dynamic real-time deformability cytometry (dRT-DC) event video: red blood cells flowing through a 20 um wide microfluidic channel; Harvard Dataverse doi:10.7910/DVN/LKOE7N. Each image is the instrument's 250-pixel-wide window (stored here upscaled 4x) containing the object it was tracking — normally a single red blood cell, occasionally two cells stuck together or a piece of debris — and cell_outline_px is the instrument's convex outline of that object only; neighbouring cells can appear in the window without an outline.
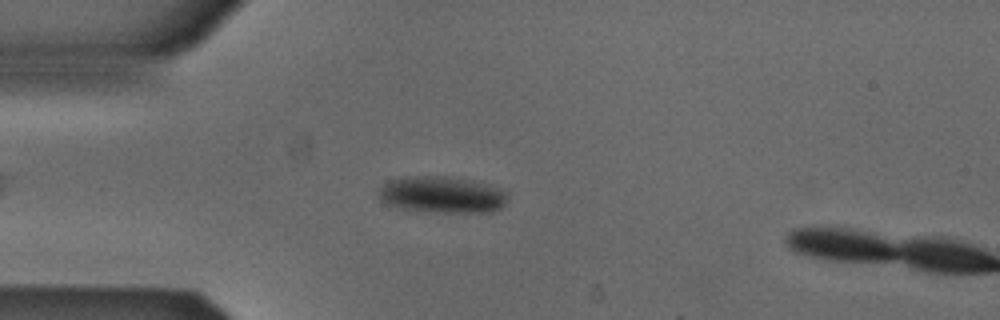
{"species": "Egyptian fruit bat (a non-hibernating species)", "species_latin": "Rousettus aegyptiacus", "temperature_condition": "cold", "stored_images_in_passage": 11, "camera_frame_rate_fps": 3000, "um_per_image_px": 0.085, "animal": {"sex": "male"}, "frame": {"image": 1, "passage_image": 10, "time_ms": 3.0, "image_size_px": [1000, 320], "cell_outline_px": [[508, 200], [500, 208], [492, 212], [440, 212], [400, 208], [388, 204], [380, 200], [380, 188], [388, 180], [404, 176], [448, 176], [488, 184], [500, 188], [508, 192]], "centroid_in_image_um": [37.61, 16.54], "position_along_channel_um": 47.4, "area_um2": 27.51}}